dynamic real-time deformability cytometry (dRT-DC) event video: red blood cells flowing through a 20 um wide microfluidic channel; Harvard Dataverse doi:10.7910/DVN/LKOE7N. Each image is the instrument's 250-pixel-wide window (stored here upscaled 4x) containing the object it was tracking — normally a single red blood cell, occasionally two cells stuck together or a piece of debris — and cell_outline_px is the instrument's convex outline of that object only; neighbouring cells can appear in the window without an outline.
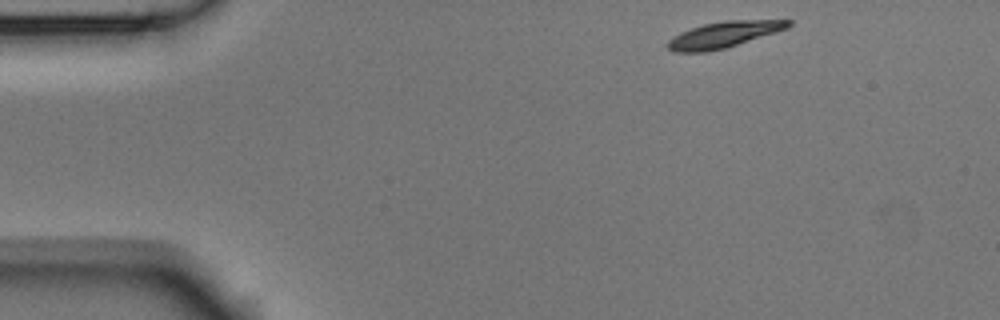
{"species": "Egyptian fruit bat (a non-hibernating species)", "species_latin": "Rousettus aegyptiacus", "temperature_condition": "room temperature", "stored_images_in_passage": 8, "camera_frame_rate_fps": 3000, "um_per_image_px": 0.085, "animal": {"sex": "male"}, "frame": {"image": 1, "passage_image": 1, "time_ms": 0.0, "image_size_px": [1000, 320], "cell_outline_px": [[792, 24], [788, 28], [776, 32], [724, 48], [708, 52], [672, 52], [668, 48], [668, 40], [680, 32], [704, 24], [728, 20], [792, 20]], "centroid_in_image_um": [61.51, 2.94], "position_along_channel_um": 23.5, "area_um2": 18.09}}
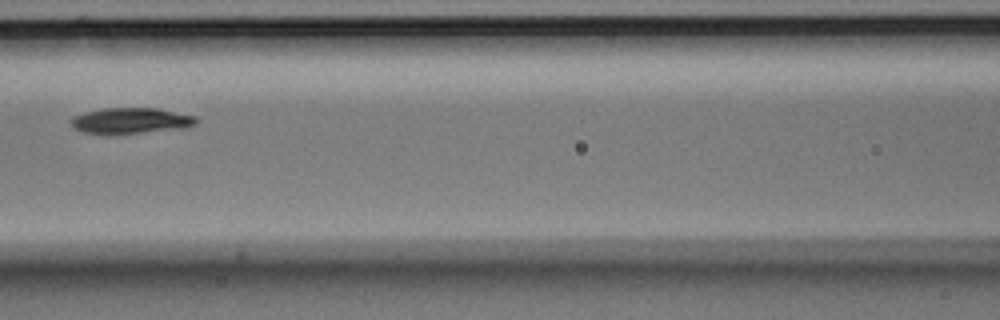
{"frame": {"image": 2, "passage_image": 5, "time_ms": 1.333, "image_size_px": [1000, 320], "cell_outline_px": [[200, 120], [196, 124], [184, 128], [116, 136], [108, 136], [80, 132], [68, 120], [84, 112], [104, 108], [156, 108], [196, 116]], "centroid_in_image_um": [11.11, 10.3], "position_along_channel_um": 155.5, "area_um2": 19.54}}
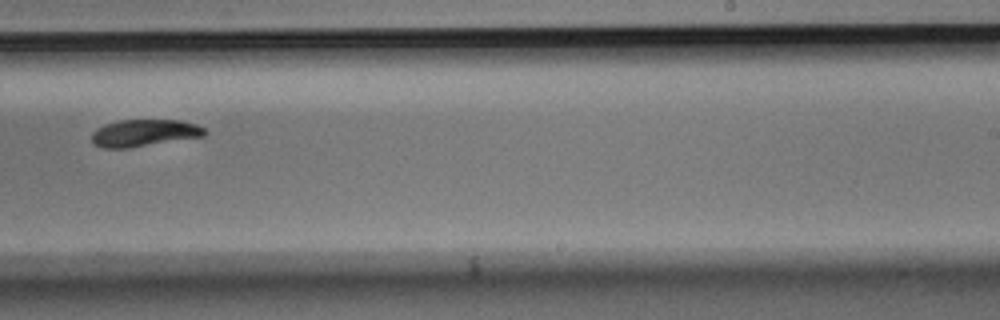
{"frame": {"image": 3, "passage_image": 8, "time_ms": 2.333, "image_size_px": [1000, 320], "cell_outline_px": [[208, 132], [204, 136], [128, 148], [104, 148], [92, 144], [92, 132], [96, 128], [104, 124], [120, 120], [180, 120], [196, 124], [204, 128]], "centroid_in_image_um": [12.24, 11.3], "position_along_channel_um": 276.8, "area_um2": 17.86}}